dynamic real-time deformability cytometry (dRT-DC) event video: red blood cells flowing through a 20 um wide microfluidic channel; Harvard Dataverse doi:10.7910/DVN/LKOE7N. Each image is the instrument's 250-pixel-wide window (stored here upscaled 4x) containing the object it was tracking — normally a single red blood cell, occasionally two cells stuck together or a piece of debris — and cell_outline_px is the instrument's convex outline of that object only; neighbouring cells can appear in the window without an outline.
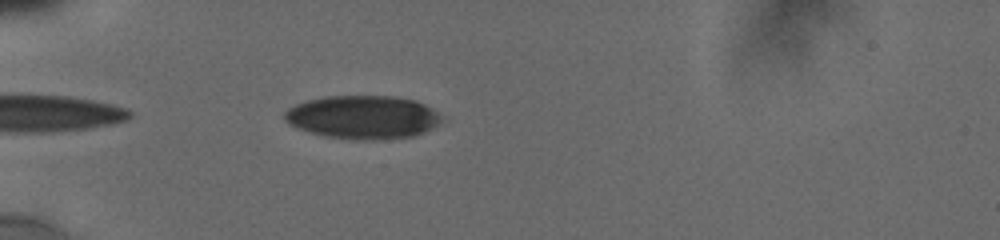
{"species": "human", "species_latin": "Homo sapiens", "temperature_condition": "cold", "stored_images_in_passage": 6, "camera_frame_rate_fps": 3000, "um_per_image_px": 0.085, "donor": {"sex": "male"}, "frame": {"image": 1, "passage_image": 2, "time_ms": 0.333, "image_size_px": [1000, 240], "cell_outline_px": [[448, 120], [424, 132], [412, 136], [372, 140], [356, 140], [324, 136], [288, 124], [284, 120], [284, 112], [288, 108], [296, 104], [308, 100], [324, 96], [396, 96], [416, 100], [432, 108], [444, 116]], "centroid_in_image_um": [30.91, 9.95], "position_along_channel_um": 54.1, "area_um2": 40.06}}